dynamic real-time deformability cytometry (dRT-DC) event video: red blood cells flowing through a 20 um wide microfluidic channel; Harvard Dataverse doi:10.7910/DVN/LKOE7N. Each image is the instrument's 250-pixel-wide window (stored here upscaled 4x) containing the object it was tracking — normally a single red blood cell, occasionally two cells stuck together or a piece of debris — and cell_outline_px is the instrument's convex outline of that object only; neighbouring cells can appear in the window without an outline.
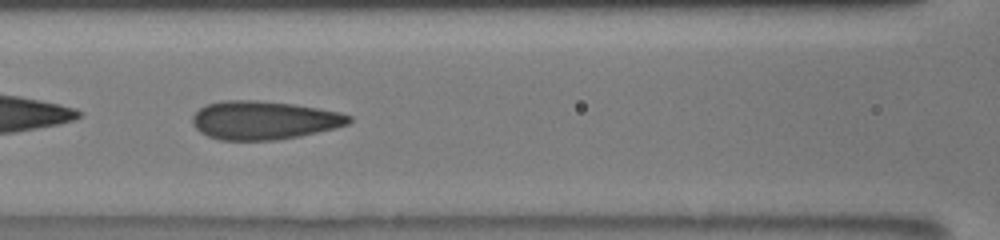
{"species": "human", "species_latin": "Homo sapiens", "temperature_condition": "room temperature", "stored_images_in_passage": 18, "camera_frame_rate_fps": 3000, "um_per_image_px": 0.085, "donor": {"sex": "male"}, "frame": {"image": 1, "passage_image": 16, "time_ms": 10.0, "image_size_px": [1000, 240], "cell_outline_px": [[352, 120], [348, 124], [336, 128], [300, 136], [276, 140], [220, 140], [208, 136], [200, 132], [192, 124], [192, 116], [200, 108], [208, 104], [224, 100], [256, 100], [296, 104], [320, 108], [340, 112], [352, 116]], "centroid_in_image_um": [22.45, 10.22], "position_along_channel_um": 144.1, "area_um2": 35.32}}